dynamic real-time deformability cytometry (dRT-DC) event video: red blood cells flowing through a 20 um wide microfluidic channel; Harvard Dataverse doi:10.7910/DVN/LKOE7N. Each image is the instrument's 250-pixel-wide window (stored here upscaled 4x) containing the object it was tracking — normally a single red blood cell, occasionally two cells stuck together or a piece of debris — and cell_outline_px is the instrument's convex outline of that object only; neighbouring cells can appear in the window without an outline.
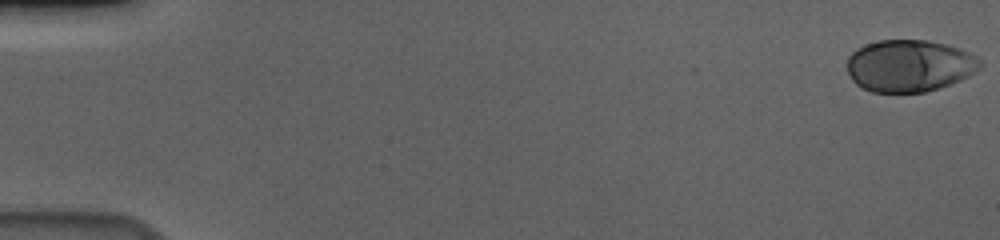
{"species": "human", "species_latin": "Homo sapiens", "temperature_condition": "cold", "stored_images_in_passage": 57, "camera_frame_rate_fps": 3000, "um_per_image_px": 0.085, "donor": {"sex": "male"}, "frame": {"image": 1, "passage_image": 1, "time_ms": 0.0, "image_size_px": [1000, 240], "cell_outline_px": [[984, 60], [980, 68], [968, 76], [960, 80], [924, 92], [872, 92], [856, 84], [852, 80], [848, 72], [848, 56], [856, 48], [864, 44], [880, 40], [928, 40], [948, 44], [960, 48]], "centroid_in_image_um": [77.31, 5.57], "position_along_channel_um": 7.7, "area_um2": 40.46}}
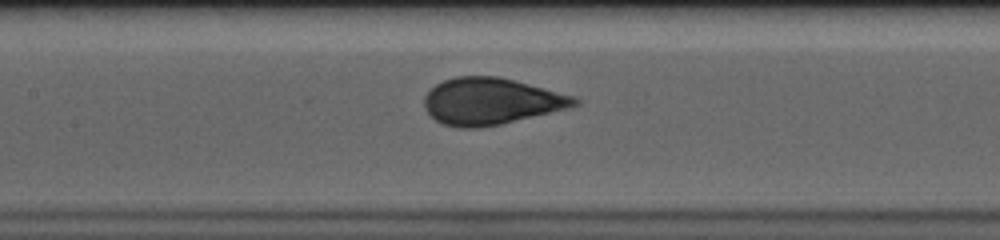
{"frame": {"image": 2, "passage_image": 28, "time_ms": 9.0, "image_size_px": [1000, 240], "cell_outline_px": [[580, 104], [568, 108], [500, 124], [480, 128], [460, 128], [444, 124], [436, 120], [424, 108], [424, 96], [436, 84], [444, 80], [456, 76], [496, 76], [576, 96], [580, 100]], "centroid_in_image_um": [41.73, 8.61], "position_along_channel_um": 165.7, "area_um2": 40.58}}
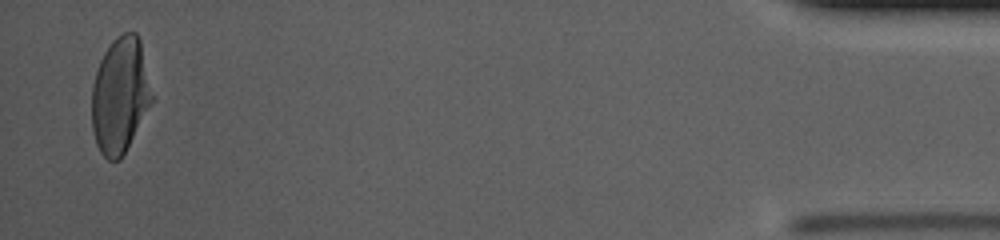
{"frame": {"image": 3, "passage_image": 56, "time_ms": 18.333, "image_size_px": [1000, 240], "cell_outline_px": [[152, 104], [120, 160], [108, 160], [100, 152], [96, 144], [92, 128], [92, 84], [100, 60], [104, 52], [112, 40], [116, 36], [124, 32], [136, 32], [140, 40], [152, 96]], "centroid_in_image_um": [10.19, 8.11], "position_along_channel_um": 425.0, "area_um2": 40.4}, "authors_computed_cell_mechanics": {"area_um2": 40.5756, "velocity_mm_per_s": 3.6475, "shape_relaxation_time_tau1_ms": 4.2659, "shape_relaxation_time_tau2_ms": null, "deformation_change_tau1": 0.1944, "deformation_change_tau2": null}}